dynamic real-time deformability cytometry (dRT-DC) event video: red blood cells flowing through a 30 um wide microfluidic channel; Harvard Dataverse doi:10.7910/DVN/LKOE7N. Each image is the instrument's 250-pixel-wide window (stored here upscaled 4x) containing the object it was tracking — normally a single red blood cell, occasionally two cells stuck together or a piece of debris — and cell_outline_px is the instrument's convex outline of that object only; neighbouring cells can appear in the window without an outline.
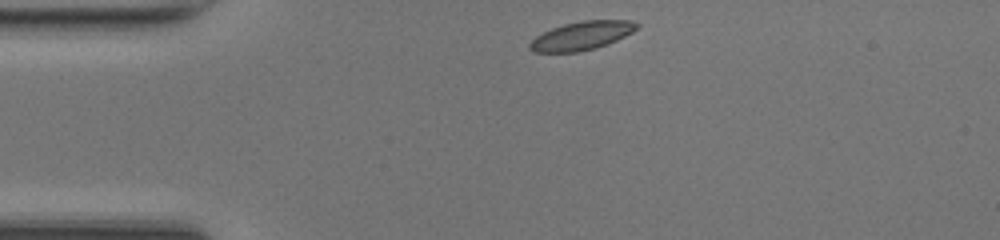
{"species": "common noctule bat (a hibernating species)", "species_latin": "Nyctalus noctula", "temperature_condition": "room temperature", "stored_images_in_passage": 40, "camera_frame_rate_fps": 3000, "um_per_image_px": 0.085, "animal": {"sex": "female", "body_mass_g": 17.0, "forearm_length_mm": 48.0}, "frame": {"image": 1, "passage_image": 1, "time_ms": 0.0, "image_size_px": [1000, 240], "cell_outline_px": [[640, 24], [632, 32], [608, 44], [596, 48], [576, 52], [532, 52], [528, 48], [528, 44], [536, 36], [552, 28], [564, 24], [580, 20], [632, 20]], "centroid_in_image_um": [49.43, 3.03], "position_along_channel_um": 35.6, "area_um2": 17.8}}
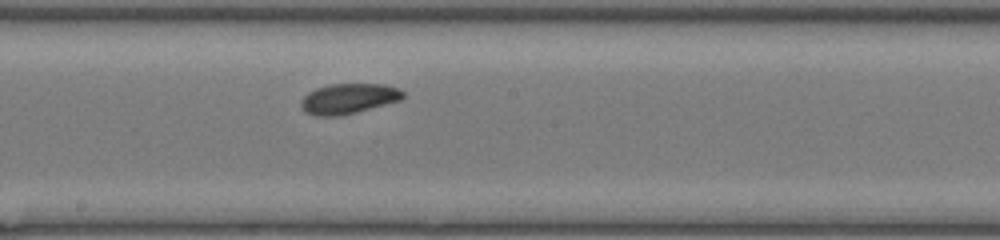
{"frame": {"image": 2, "passage_image": 17, "time_ms": 5.333, "image_size_px": [1000, 240], "cell_outline_px": [[404, 96], [400, 100], [356, 112], [336, 116], [312, 116], [304, 112], [300, 104], [304, 96], [308, 92], [316, 88], [328, 84], [384, 84], [396, 88], [404, 92]], "centroid_in_image_um": [29.58, 8.38], "position_along_channel_um": 218.6, "area_um2": 17.92}}
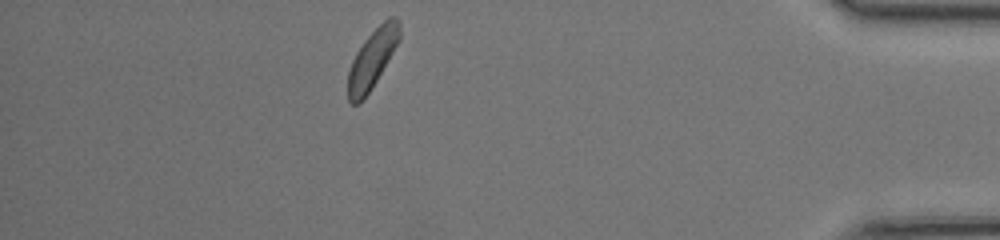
{"frame": {"image": 3, "passage_image": 34, "time_ms": 11.0, "image_size_px": [1000, 240], "cell_outline_px": [[400, 40], [376, 80], [360, 104], [352, 104], [348, 100], [348, 72], [352, 60], [356, 52], [364, 40], [388, 16], [396, 16], [400, 20]], "centroid_in_image_um": [31.65, 4.97], "position_along_channel_um": 403.6, "area_um2": 17.51}, "authors_computed_cell_mechanics": {"area_um2": 17.6001, "velocity_mm_per_s": 4.1555, "shape_relaxation_time_tau1_ms": 4.2975, "shape_relaxation_time_tau2_ms": 2.0725, "deformation_change_tau1": 0.1525, "deformation_change_tau2": 0.0741}}